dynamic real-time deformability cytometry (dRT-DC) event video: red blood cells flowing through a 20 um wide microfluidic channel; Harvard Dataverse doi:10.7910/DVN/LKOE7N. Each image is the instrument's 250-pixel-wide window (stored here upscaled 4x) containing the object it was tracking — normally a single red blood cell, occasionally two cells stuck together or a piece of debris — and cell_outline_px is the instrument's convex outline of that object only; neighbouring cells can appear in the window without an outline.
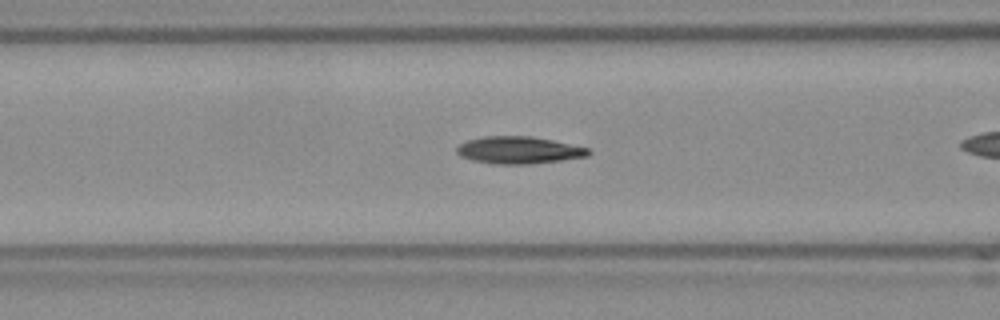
{"species": "Egyptian fruit bat (a non-hibernating species)", "species_latin": "Rousettus aegyptiacus", "temperature_condition": "room temperature", "stored_images_in_passage": 31, "camera_frame_rate_fps": 3000, "um_per_image_px": 0.085, "frame": {"image": 1, "passage_image": 10, "time_ms": 3.0, "image_size_px": [1000, 320], "cell_outline_px": [[592, 152], [588, 156], [532, 164], [492, 164], [472, 160], [460, 156], [456, 152], [456, 148], [460, 144], [468, 140], [484, 136], [532, 136], [552, 140], [588, 148]], "centroid_in_image_um": [44.08, 12.76], "position_along_channel_um": 122.5, "area_um2": 20.87}}